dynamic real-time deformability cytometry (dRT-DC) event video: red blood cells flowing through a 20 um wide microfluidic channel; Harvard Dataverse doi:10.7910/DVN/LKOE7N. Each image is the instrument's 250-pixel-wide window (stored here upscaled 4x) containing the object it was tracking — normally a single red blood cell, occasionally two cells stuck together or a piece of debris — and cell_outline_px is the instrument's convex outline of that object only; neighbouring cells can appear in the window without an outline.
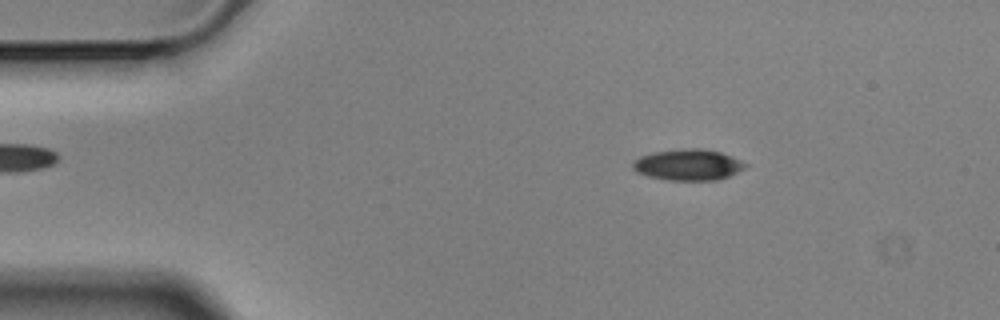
{"species": "Egyptian fruit bat (a non-hibernating species)", "species_latin": "Rousettus aegyptiacus", "temperature_condition": "cold", "stored_images_in_passage": 4, "camera_frame_rate_fps": 3000, "um_per_image_px": 0.085, "animal": {"sex": "male"}, "frame": {"image": 1, "passage_image": 2, "time_ms": 0.333, "image_size_px": [1000, 320], "cell_outline_px": [[748, 168], [728, 176], [716, 180], [668, 180], [648, 176], [636, 172], [632, 168], [632, 160], [640, 156], [652, 152], [680, 148], [704, 148], [720, 152], [732, 156], [748, 164]], "centroid_in_image_um": [58.48, 13.99], "position_along_channel_um": 26.5, "area_um2": 20.75}}